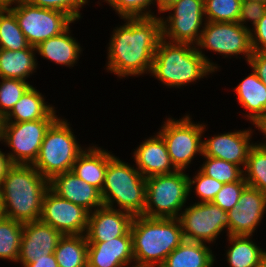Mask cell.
Here are the masks:
<instances>
[{
  "label": "cell",
  "mask_w": 266,
  "mask_h": 267,
  "mask_svg": "<svg viewBox=\"0 0 266 267\" xmlns=\"http://www.w3.org/2000/svg\"><path fill=\"white\" fill-rule=\"evenodd\" d=\"M242 0H204L206 21L238 22Z\"/></svg>",
  "instance_id": "34"
},
{
  "label": "cell",
  "mask_w": 266,
  "mask_h": 267,
  "mask_svg": "<svg viewBox=\"0 0 266 267\" xmlns=\"http://www.w3.org/2000/svg\"><path fill=\"white\" fill-rule=\"evenodd\" d=\"M250 30L251 46L254 52H266V13Z\"/></svg>",
  "instance_id": "41"
},
{
  "label": "cell",
  "mask_w": 266,
  "mask_h": 267,
  "mask_svg": "<svg viewBox=\"0 0 266 267\" xmlns=\"http://www.w3.org/2000/svg\"><path fill=\"white\" fill-rule=\"evenodd\" d=\"M100 193L104 206L113 208L116 201L120 210L140 216L146 205V178L137 168L112 156L108 161Z\"/></svg>",
  "instance_id": "5"
},
{
  "label": "cell",
  "mask_w": 266,
  "mask_h": 267,
  "mask_svg": "<svg viewBox=\"0 0 266 267\" xmlns=\"http://www.w3.org/2000/svg\"><path fill=\"white\" fill-rule=\"evenodd\" d=\"M204 22L206 23L202 26L203 31L196 47H201L200 50L197 48L198 51L213 70L217 69V66L208 61L201 49L218 52L225 55L224 57L242 53L249 62L253 53L249 28L243 27L239 22Z\"/></svg>",
  "instance_id": "9"
},
{
  "label": "cell",
  "mask_w": 266,
  "mask_h": 267,
  "mask_svg": "<svg viewBox=\"0 0 266 267\" xmlns=\"http://www.w3.org/2000/svg\"><path fill=\"white\" fill-rule=\"evenodd\" d=\"M184 210L178 217L184 240L210 243L224 228L229 235L228 212L212 202H198Z\"/></svg>",
  "instance_id": "12"
},
{
  "label": "cell",
  "mask_w": 266,
  "mask_h": 267,
  "mask_svg": "<svg viewBox=\"0 0 266 267\" xmlns=\"http://www.w3.org/2000/svg\"><path fill=\"white\" fill-rule=\"evenodd\" d=\"M214 255L203 242L184 240L160 267H212Z\"/></svg>",
  "instance_id": "24"
},
{
  "label": "cell",
  "mask_w": 266,
  "mask_h": 267,
  "mask_svg": "<svg viewBox=\"0 0 266 267\" xmlns=\"http://www.w3.org/2000/svg\"><path fill=\"white\" fill-rule=\"evenodd\" d=\"M56 119H40L18 123H2L1 141L12 152L6 154L12 164L33 165L36 161L44 135Z\"/></svg>",
  "instance_id": "11"
},
{
  "label": "cell",
  "mask_w": 266,
  "mask_h": 267,
  "mask_svg": "<svg viewBox=\"0 0 266 267\" xmlns=\"http://www.w3.org/2000/svg\"><path fill=\"white\" fill-rule=\"evenodd\" d=\"M167 11L174 14L165 21L161 18L162 38H169L172 43L197 44L203 31L200 28L205 15L204 0H177L164 12Z\"/></svg>",
  "instance_id": "13"
},
{
  "label": "cell",
  "mask_w": 266,
  "mask_h": 267,
  "mask_svg": "<svg viewBox=\"0 0 266 267\" xmlns=\"http://www.w3.org/2000/svg\"><path fill=\"white\" fill-rule=\"evenodd\" d=\"M189 190L192 185L196 184L195 190L200 202H212L216 194L222 189L223 183L219 182L212 177L205 175L201 170L197 173L194 179L189 177Z\"/></svg>",
  "instance_id": "38"
},
{
  "label": "cell",
  "mask_w": 266,
  "mask_h": 267,
  "mask_svg": "<svg viewBox=\"0 0 266 267\" xmlns=\"http://www.w3.org/2000/svg\"><path fill=\"white\" fill-rule=\"evenodd\" d=\"M49 188L59 197L85 208L89 213L93 207L96 210L103 206L100 191L71 171L55 175L49 181Z\"/></svg>",
  "instance_id": "20"
},
{
  "label": "cell",
  "mask_w": 266,
  "mask_h": 267,
  "mask_svg": "<svg viewBox=\"0 0 266 267\" xmlns=\"http://www.w3.org/2000/svg\"><path fill=\"white\" fill-rule=\"evenodd\" d=\"M3 216V212H2V204H1V199H0V218Z\"/></svg>",
  "instance_id": "49"
},
{
  "label": "cell",
  "mask_w": 266,
  "mask_h": 267,
  "mask_svg": "<svg viewBox=\"0 0 266 267\" xmlns=\"http://www.w3.org/2000/svg\"><path fill=\"white\" fill-rule=\"evenodd\" d=\"M29 46L15 15L9 10H0V49L23 50Z\"/></svg>",
  "instance_id": "32"
},
{
  "label": "cell",
  "mask_w": 266,
  "mask_h": 267,
  "mask_svg": "<svg viewBox=\"0 0 266 267\" xmlns=\"http://www.w3.org/2000/svg\"><path fill=\"white\" fill-rule=\"evenodd\" d=\"M59 267H87L88 242L84 235H63L55 249Z\"/></svg>",
  "instance_id": "29"
},
{
  "label": "cell",
  "mask_w": 266,
  "mask_h": 267,
  "mask_svg": "<svg viewBox=\"0 0 266 267\" xmlns=\"http://www.w3.org/2000/svg\"><path fill=\"white\" fill-rule=\"evenodd\" d=\"M49 180L32 165L12 164L0 182L3 216L21 223L38 221Z\"/></svg>",
  "instance_id": "2"
},
{
  "label": "cell",
  "mask_w": 266,
  "mask_h": 267,
  "mask_svg": "<svg viewBox=\"0 0 266 267\" xmlns=\"http://www.w3.org/2000/svg\"><path fill=\"white\" fill-rule=\"evenodd\" d=\"M266 211V194L246 186L237 205L228 211L229 235L252 236Z\"/></svg>",
  "instance_id": "15"
},
{
  "label": "cell",
  "mask_w": 266,
  "mask_h": 267,
  "mask_svg": "<svg viewBox=\"0 0 266 267\" xmlns=\"http://www.w3.org/2000/svg\"><path fill=\"white\" fill-rule=\"evenodd\" d=\"M256 267H266V257Z\"/></svg>",
  "instance_id": "48"
},
{
  "label": "cell",
  "mask_w": 266,
  "mask_h": 267,
  "mask_svg": "<svg viewBox=\"0 0 266 267\" xmlns=\"http://www.w3.org/2000/svg\"><path fill=\"white\" fill-rule=\"evenodd\" d=\"M191 46L162 38L152 62V75L166 86L179 88L214 72L198 49Z\"/></svg>",
  "instance_id": "4"
},
{
  "label": "cell",
  "mask_w": 266,
  "mask_h": 267,
  "mask_svg": "<svg viewBox=\"0 0 266 267\" xmlns=\"http://www.w3.org/2000/svg\"><path fill=\"white\" fill-rule=\"evenodd\" d=\"M134 216L126 211L101 206L89 213L86 230L87 242H106L126 235L131 228Z\"/></svg>",
  "instance_id": "17"
},
{
  "label": "cell",
  "mask_w": 266,
  "mask_h": 267,
  "mask_svg": "<svg viewBox=\"0 0 266 267\" xmlns=\"http://www.w3.org/2000/svg\"><path fill=\"white\" fill-rule=\"evenodd\" d=\"M0 82V117L3 119L31 86L21 79L1 78Z\"/></svg>",
  "instance_id": "35"
},
{
  "label": "cell",
  "mask_w": 266,
  "mask_h": 267,
  "mask_svg": "<svg viewBox=\"0 0 266 267\" xmlns=\"http://www.w3.org/2000/svg\"><path fill=\"white\" fill-rule=\"evenodd\" d=\"M44 97L32 85L2 119V123H18L40 119H57L52 106L44 102ZM14 119V121L12 120Z\"/></svg>",
  "instance_id": "23"
},
{
  "label": "cell",
  "mask_w": 266,
  "mask_h": 267,
  "mask_svg": "<svg viewBox=\"0 0 266 267\" xmlns=\"http://www.w3.org/2000/svg\"><path fill=\"white\" fill-rule=\"evenodd\" d=\"M16 17L30 46L63 33L74 20L62 11L46 9L20 1L16 7L9 9Z\"/></svg>",
  "instance_id": "8"
},
{
  "label": "cell",
  "mask_w": 266,
  "mask_h": 267,
  "mask_svg": "<svg viewBox=\"0 0 266 267\" xmlns=\"http://www.w3.org/2000/svg\"><path fill=\"white\" fill-rule=\"evenodd\" d=\"M35 47L11 51L0 49V78L26 80L36 69Z\"/></svg>",
  "instance_id": "27"
},
{
  "label": "cell",
  "mask_w": 266,
  "mask_h": 267,
  "mask_svg": "<svg viewBox=\"0 0 266 267\" xmlns=\"http://www.w3.org/2000/svg\"><path fill=\"white\" fill-rule=\"evenodd\" d=\"M255 127L265 135L266 138V112L253 124ZM260 145L266 146V143H260Z\"/></svg>",
  "instance_id": "45"
},
{
  "label": "cell",
  "mask_w": 266,
  "mask_h": 267,
  "mask_svg": "<svg viewBox=\"0 0 266 267\" xmlns=\"http://www.w3.org/2000/svg\"><path fill=\"white\" fill-rule=\"evenodd\" d=\"M134 159L137 170L145 178L177 171L171 162L165 141L159 134L146 139L134 151Z\"/></svg>",
  "instance_id": "21"
},
{
  "label": "cell",
  "mask_w": 266,
  "mask_h": 267,
  "mask_svg": "<svg viewBox=\"0 0 266 267\" xmlns=\"http://www.w3.org/2000/svg\"><path fill=\"white\" fill-rule=\"evenodd\" d=\"M39 220L51 225L62 235H84L88 227L89 212L59 197L49 188L43 197Z\"/></svg>",
  "instance_id": "14"
},
{
  "label": "cell",
  "mask_w": 266,
  "mask_h": 267,
  "mask_svg": "<svg viewBox=\"0 0 266 267\" xmlns=\"http://www.w3.org/2000/svg\"><path fill=\"white\" fill-rule=\"evenodd\" d=\"M238 102L249 113L246 114L253 124L266 112V85L253 71L236 87Z\"/></svg>",
  "instance_id": "26"
},
{
  "label": "cell",
  "mask_w": 266,
  "mask_h": 267,
  "mask_svg": "<svg viewBox=\"0 0 266 267\" xmlns=\"http://www.w3.org/2000/svg\"><path fill=\"white\" fill-rule=\"evenodd\" d=\"M69 31L68 27L63 33L39 43L35 47L36 51L57 64L73 67L82 49L80 44L72 36H69Z\"/></svg>",
  "instance_id": "25"
},
{
  "label": "cell",
  "mask_w": 266,
  "mask_h": 267,
  "mask_svg": "<svg viewBox=\"0 0 266 267\" xmlns=\"http://www.w3.org/2000/svg\"><path fill=\"white\" fill-rule=\"evenodd\" d=\"M82 149L67 121L57 118L47 129L32 166L50 181L57 174L71 171Z\"/></svg>",
  "instance_id": "6"
},
{
  "label": "cell",
  "mask_w": 266,
  "mask_h": 267,
  "mask_svg": "<svg viewBox=\"0 0 266 267\" xmlns=\"http://www.w3.org/2000/svg\"><path fill=\"white\" fill-rule=\"evenodd\" d=\"M243 172L248 186L266 194V146L255 143L249 151Z\"/></svg>",
  "instance_id": "31"
},
{
  "label": "cell",
  "mask_w": 266,
  "mask_h": 267,
  "mask_svg": "<svg viewBox=\"0 0 266 267\" xmlns=\"http://www.w3.org/2000/svg\"><path fill=\"white\" fill-rule=\"evenodd\" d=\"M112 156V154L104 149L102 150L100 147H89L87 151H83L77 157L71 172L101 192L105 181L108 161Z\"/></svg>",
  "instance_id": "22"
},
{
  "label": "cell",
  "mask_w": 266,
  "mask_h": 267,
  "mask_svg": "<svg viewBox=\"0 0 266 267\" xmlns=\"http://www.w3.org/2000/svg\"><path fill=\"white\" fill-rule=\"evenodd\" d=\"M252 1L262 2L266 4V0H252Z\"/></svg>",
  "instance_id": "51"
},
{
  "label": "cell",
  "mask_w": 266,
  "mask_h": 267,
  "mask_svg": "<svg viewBox=\"0 0 266 267\" xmlns=\"http://www.w3.org/2000/svg\"><path fill=\"white\" fill-rule=\"evenodd\" d=\"M266 13V4L252 0H242L238 22L245 28L246 21H252L255 26Z\"/></svg>",
  "instance_id": "40"
},
{
  "label": "cell",
  "mask_w": 266,
  "mask_h": 267,
  "mask_svg": "<svg viewBox=\"0 0 266 267\" xmlns=\"http://www.w3.org/2000/svg\"><path fill=\"white\" fill-rule=\"evenodd\" d=\"M188 180L189 176L183 170L147 177L143 215L151 218H178V212L190 193Z\"/></svg>",
  "instance_id": "7"
},
{
  "label": "cell",
  "mask_w": 266,
  "mask_h": 267,
  "mask_svg": "<svg viewBox=\"0 0 266 267\" xmlns=\"http://www.w3.org/2000/svg\"><path fill=\"white\" fill-rule=\"evenodd\" d=\"M20 1L22 0H0V10L10 9L12 8V4H18Z\"/></svg>",
  "instance_id": "47"
},
{
  "label": "cell",
  "mask_w": 266,
  "mask_h": 267,
  "mask_svg": "<svg viewBox=\"0 0 266 267\" xmlns=\"http://www.w3.org/2000/svg\"><path fill=\"white\" fill-rule=\"evenodd\" d=\"M158 134L165 141L171 162L177 170L187 168L195 154L203 155L202 134L205 125L194 124L190 116L174 120L168 118Z\"/></svg>",
  "instance_id": "10"
},
{
  "label": "cell",
  "mask_w": 266,
  "mask_h": 267,
  "mask_svg": "<svg viewBox=\"0 0 266 267\" xmlns=\"http://www.w3.org/2000/svg\"><path fill=\"white\" fill-rule=\"evenodd\" d=\"M131 262H134L131 231L106 242H88L87 267H126Z\"/></svg>",
  "instance_id": "19"
},
{
  "label": "cell",
  "mask_w": 266,
  "mask_h": 267,
  "mask_svg": "<svg viewBox=\"0 0 266 267\" xmlns=\"http://www.w3.org/2000/svg\"><path fill=\"white\" fill-rule=\"evenodd\" d=\"M122 18L153 17L145 9L153 4L154 0H105ZM144 9V10H143ZM144 11V12H143Z\"/></svg>",
  "instance_id": "36"
},
{
  "label": "cell",
  "mask_w": 266,
  "mask_h": 267,
  "mask_svg": "<svg viewBox=\"0 0 266 267\" xmlns=\"http://www.w3.org/2000/svg\"><path fill=\"white\" fill-rule=\"evenodd\" d=\"M231 247L227 250L230 267H256L265 257L262 250L246 235H228Z\"/></svg>",
  "instance_id": "28"
},
{
  "label": "cell",
  "mask_w": 266,
  "mask_h": 267,
  "mask_svg": "<svg viewBox=\"0 0 266 267\" xmlns=\"http://www.w3.org/2000/svg\"><path fill=\"white\" fill-rule=\"evenodd\" d=\"M251 130L228 132L219 134L203 141V156L218 158L246 166L250 149L255 144H250Z\"/></svg>",
  "instance_id": "18"
},
{
  "label": "cell",
  "mask_w": 266,
  "mask_h": 267,
  "mask_svg": "<svg viewBox=\"0 0 266 267\" xmlns=\"http://www.w3.org/2000/svg\"><path fill=\"white\" fill-rule=\"evenodd\" d=\"M28 4L52 9L57 11H62L68 14L74 21L81 18L79 13V8L86 4L87 0H24Z\"/></svg>",
  "instance_id": "39"
},
{
  "label": "cell",
  "mask_w": 266,
  "mask_h": 267,
  "mask_svg": "<svg viewBox=\"0 0 266 267\" xmlns=\"http://www.w3.org/2000/svg\"><path fill=\"white\" fill-rule=\"evenodd\" d=\"M11 165L9 157L0 150V182Z\"/></svg>",
  "instance_id": "44"
},
{
  "label": "cell",
  "mask_w": 266,
  "mask_h": 267,
  "mask_svg": "<svg viewBox=\"0 0 266 267\" xmlns=\"http://www.w3.org/2000/svg\"><path fill=\"white\" fill-rule=\"evenodd\" d=\"M23 223L2 216L0 218V258L18 260Z\"/></svg>",
  "instance_id": "30"
},
{
  "label": "cell",
  "mask_w": 266,
  "mask_h": 267,
  "mask_svg": "<svg viewBox=\"0 0 266 267\" xmlns=\"http://www.w3.org/2000/svg\"><path fill=\"white\" fill-rule=\"evenodd\" d=\"M127 22L114 29L108 47L107 70L118 77L150 73L159 41L161 18H122Z\"/></svg>",
  "instance_id": "1"
},
{
  "label": "cell",
  "mask_w": 266,
  "mask_h": 267,
  "mask_svg": "<svg viewBox=\"0 0 266 267\" xmlns=\"http://www.w3.org/2000/svg\"><path fill=\"white\" fill-rule=\"evenodd\" d=\"M62 236L51 225L40 220L23 223L17 262L25 265L34 262L36 258L53 254Z\"/></svg>",
  "instance_id": "16"
},
{
  "label": "cell",
  "mask_w": 266,
  "mask_h": 267,
  "mask_svg": "<svg viewBox=\"0 0 266 267\" xmlns=\"http://www.w3.org/2000/svg\"><path fill=\"white\" fill-rule=\"evenodd\" d=\"M1 126H2V118L0 117V141H1Z\"/></svg>",
  "instance_id": "50"
},
{
  "label": "cell",
  "mask_w": 266,
  "mask_h": 267,
  "mask_svg": "<svg viewBox=\"0 0 266 267\" xmlns=\"http://www.w3.org/2000/svg\"><path fill=\"white\" fill-rule=\"evenodd\" d=\"M247 185L244 177L240 181L223 184L222 189L216 194L212 203L228 212L237 205L240 195Z\"/></svg>",
  "instance_id": "37"
},
{
  "label": "cell",
  "mask_w": 266,
  "mask_h": 267,
  "mask_svg": "<svg viewBox=\"0 0 266 267\" xmlns=\"http://www.w3.org/2000/svg\"><path fill=\"white\" fill-rule=\"evenodd\" d=\"M24 267H59L55 254L46 255L42 258H36L34 262L23 265Z\"/></svg>",
  "instance_id": "43"
},
{
  "label": "cell",
  "mask_w": 266,
  "mask_h": 267,
  "mask_svg": "<svg viewBox=\"0 0 266 267\" xmlns=\"http://www.w3.org/2000/svg\"><path fill=\"white\" fill-rule=\"evenodd\" d=\"M204 157L206 162H204L200 170L205 175L223 184L240 181L244 177L243 169L236 164L209 156Z\"/></svg>",
  "instance_id": "33"
},
{
  "label": "cell",
  "mask_w": 266,
  "mask_h": 267,
  "mask_svg": "<svg viewBox=\"0 0 266 267\" xmlns=\"http://www.w3.org/2000/svg\"><path fill=\"white\" fill-rule=\"evenodd\" d=\"M248 64L251 65L258 78L266 85V52L253 51Z\"/></svg>",
  "instance_id": "42"
},
{
  "label": "cell",
  "mask_w": 266,
  "mask_h": 267,
  "mask_svg": "<svg viewBox=\"0 0 266 267\" xmlns=\"http://www.w3.org/2000/svg\"><path fill=\"white\" fill-rule=\"evenodd\" d=\"M132 234L134 267H160L183 241L178 218L134 216Z\"/></svg>",
  "instance_id": "3"
},
{
  "label": "cell",
  "mask_w": 266,
  "mask_h": 267,
  "mask_svg": "<svg viewBox=\"0 0 266 267\" xmlns=\"http://www.w3.org/2000/svg\"><path fill=\"white\" fill-rule=\"evenodd\" d=\"M157 1L158 5V11L164 12L168 7H170L173 3H175L177 0H154V2Z\"/></svg>",
  "instance_id": "46"
}]
</instances>
